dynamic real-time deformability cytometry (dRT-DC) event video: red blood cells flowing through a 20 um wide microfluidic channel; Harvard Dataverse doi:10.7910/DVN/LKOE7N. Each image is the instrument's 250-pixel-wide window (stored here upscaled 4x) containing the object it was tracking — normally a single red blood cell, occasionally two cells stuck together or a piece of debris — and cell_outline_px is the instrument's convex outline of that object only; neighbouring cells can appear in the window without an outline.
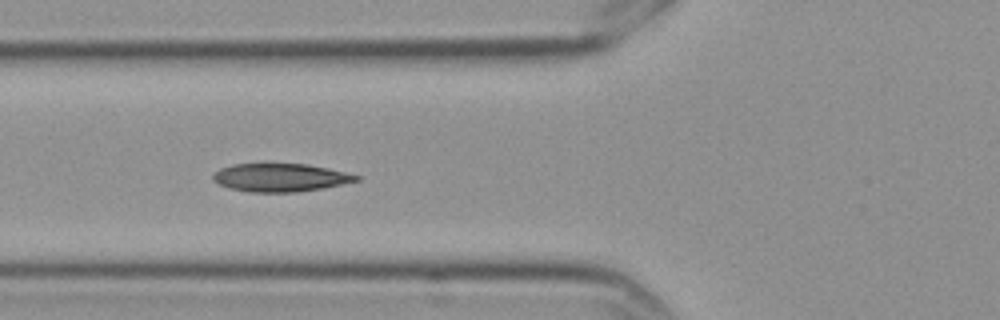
{"species": "Egyptian fruit bat (a non-hibernating species)", "species_latin": "Rousettus aegyptiacus", "temperature_condition": "cold", "stored_images_in_passage": 6, "camera_frame_rate_fps": 3000, "um_per_image_px": 0.085, "frame": {"image": 1, "passage_image": 5, "time_ms": 1.333, "image_size_px": [1000, 320], "cell_outline_px": [[360, 180], [300, 192], [248, 192], [228, 188], [212, 180], [212, 176], [220, 168], [232, 164], [264, 160], [304, 164], [328, 168], [360, 176]], "centroid_in_image_um": [23.74, 15.04], "position_along_channel_um": 102.1, "area_um2": 24.33}}
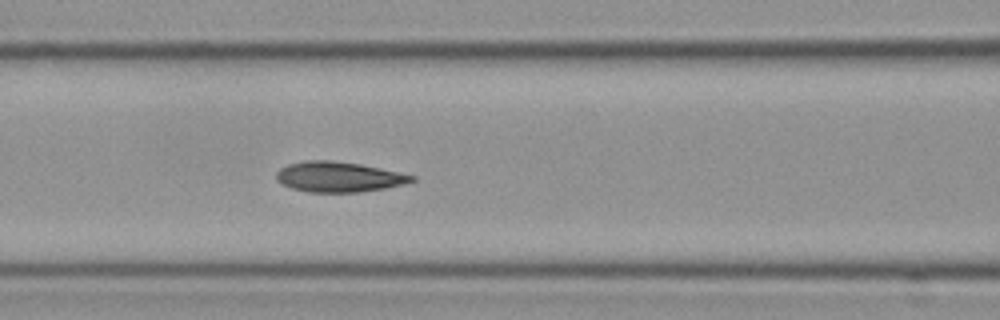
{"frame": {"image": 2, "passage_image": 6, "time_ms": 1.667, "image_size_px": [1000, 320], "cell_outline_px": [[416, 180], [404, 184], [384, 188], [360, 192], [308, 192], [292, 188], [280, 184], [276, 180], [276, 172], [280, 168], [288, 164], [304, 160], [332, 160], [360, 164], [380, 168], [416, 176]], "centroid_in_image_um": [28.75, 15.03], "position_along_channel_um": 137.8, "area_um2": 23.99}}